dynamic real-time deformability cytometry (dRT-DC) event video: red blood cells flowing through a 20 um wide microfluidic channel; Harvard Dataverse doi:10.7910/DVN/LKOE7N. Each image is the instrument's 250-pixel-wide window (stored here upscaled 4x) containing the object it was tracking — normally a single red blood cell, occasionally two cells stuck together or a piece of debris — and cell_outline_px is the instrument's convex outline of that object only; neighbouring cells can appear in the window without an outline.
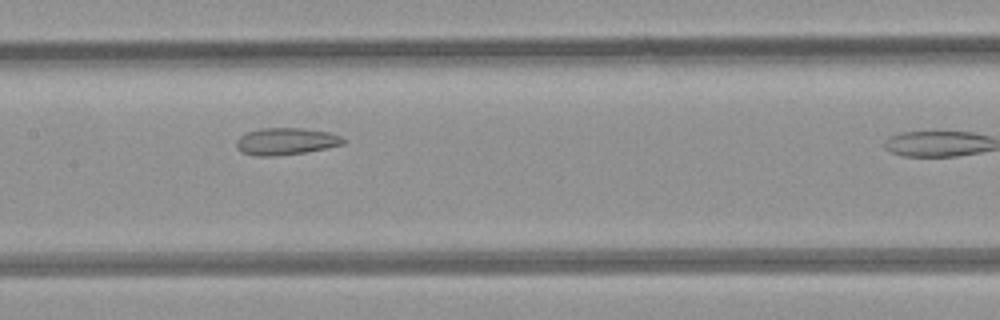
{"species": "common noctule bat (a hibernating species)", "species_latin": "Nyctalus noctula", "temperature_condition": "room temperature", "stored_images_in_passage": 8, "camera_frame_rate_fps": 3000, "um_per_image_px": 0.085, "animal": {"sex": "female", "body_mass_g": 21.9}, "frame": {"image": 1, "passage_image": 7, "time_ms": 7.667, "image_size_px": [1000, 320], "cell_outline_px": [[348, 140], [344, 144], [304, 152], [276, 156], [256, 156], [240, 152], [236, 148], [236, 140], [240, 136], [248, 132], [260, 128], [304, 128], [328, 132], [340, 136]], "centroid_in_image_um": [24.28, 12.01], "position_along_channel_um": 183.1, "area_um2": 16.88}}